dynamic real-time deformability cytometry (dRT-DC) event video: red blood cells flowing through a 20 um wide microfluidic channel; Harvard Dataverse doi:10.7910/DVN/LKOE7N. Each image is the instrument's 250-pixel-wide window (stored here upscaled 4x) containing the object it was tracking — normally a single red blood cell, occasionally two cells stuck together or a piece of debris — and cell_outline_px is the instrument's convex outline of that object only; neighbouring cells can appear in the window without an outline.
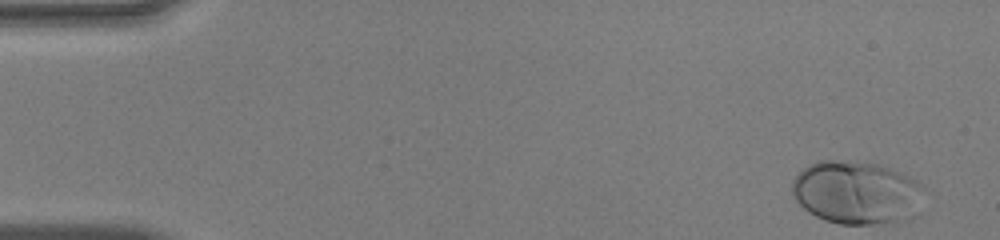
{"species": "human", "species_latin": "Homo sapiens", "temperature_condition": "warm", "stored_images_in_passage": 49, "camera_frame_rate_fps": 3000, "um_per_image_px": 0.085, "donor": {"sex": "male"}, "frame": {"image": 1, "passage_image": 1, "time_ms": 0.0, "image_size_px": [1000, 240], "cell_outline_px": [[924, 188], [904, 220], [896, 224], [840, 224], [824, 220], [808, 212], [792, 196], [792, 180], [804, 168], [820, 160], [832, 160], [880, 164], [904, 172], [924, 184]], "centroid_in_image_um": [72.76, 16.35], "position_along_channel_um": 12.2, "area_um2": 48.21}}
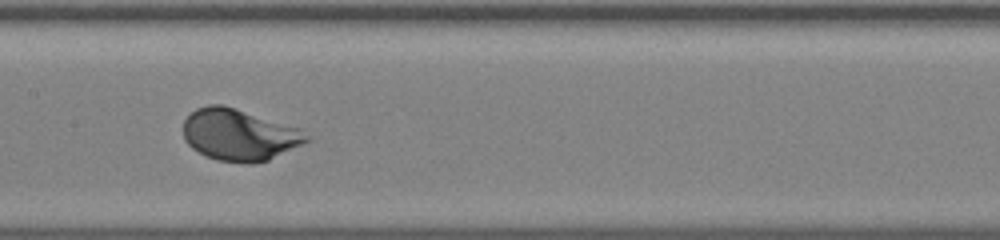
{"frame": {"image": 2, "passage_image": 24, "time_ms": 7.667, "image_size_px": [1000, 240], "cell_outline_px": [[312, 140], [268, 160], [252, 164], [248, 164], [216, 160], [192, 148], [184, 140], [184, 120], [196, 108], [208, 104], [220, 104], [236, 108], [304, 128]], "centroid_in_image_um": [20.4, 11.45], "position_along_channel_um": 187.0, "area_um2": 37.57}}
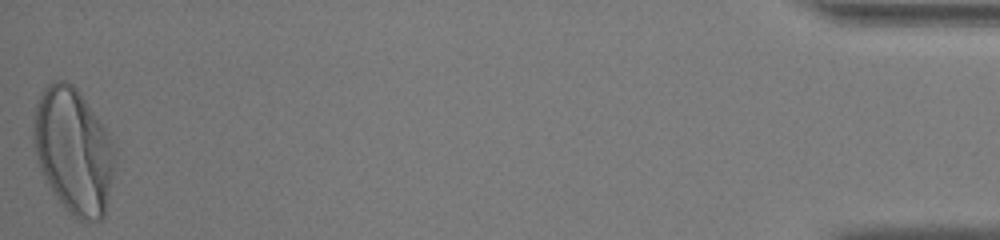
{"frame": {"image": 3, "passage_image": 49, "time_ms": 16.0, "image_size_px": [1000, 240], "cell_outline_px": [[112, 176], [104, 216], [100, 220], [80, 220], [72, 216], [64, 208], [48, 184], [40, 168], [32, 136], [36, 104], [40, 92], [48, 84], [56, 80], [64, 80], [72, 84], [80, 92], [108, 132], [112, 144]], "centroid_in_image_um": [6.21, 12.8], "position_along_channel_um": 429.0, "area_um2": 58.67}, "authors_computed_cell_mechanics": {"area_um2": 38.4948, "velocity_mm_per_s": 4.0383, "shape_relaxation_time_tau1_ms": 1.6402, "shape_relaxation_time_tau2_ms": null, "deformation_change_tau1": 0.1633, "deformation_change_tau2": null}}